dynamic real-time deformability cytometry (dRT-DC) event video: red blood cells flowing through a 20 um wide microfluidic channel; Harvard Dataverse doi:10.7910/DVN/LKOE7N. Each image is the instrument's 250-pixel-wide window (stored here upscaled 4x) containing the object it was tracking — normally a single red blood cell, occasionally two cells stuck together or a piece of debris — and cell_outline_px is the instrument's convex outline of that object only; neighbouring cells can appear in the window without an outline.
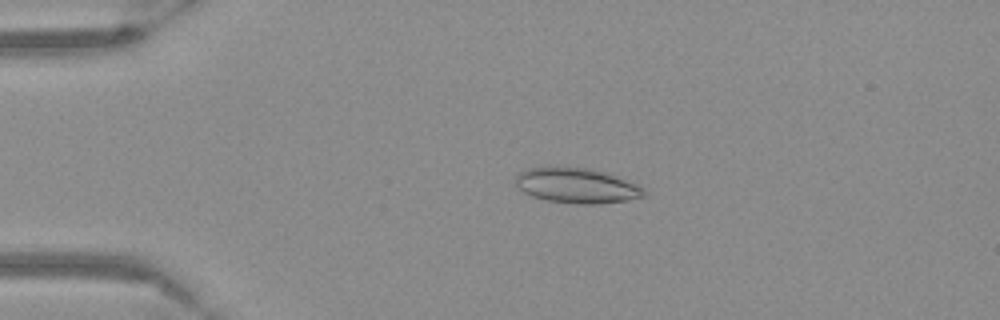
{"species": "Egyptian fruit bat (a non-hibernating species)", "species_latin": "Rousettus aegyptiacus", "temperature_condition": "warm", "stored_images_in_passage": 54, "camera_frame_rate_fps": 3000, "um_per_image_px": 0.085, "frame": {"image": 1, "passage_image": 12, "time_ms": 3.667, "image_size_px": [1000, 320], "cell_outline_px": [[648, 196], [628, 200], [596, 204], [576, 204], [548, 200], [532, 196], [524, 192], [516, 184], [516, 176], [520, 172], [528, 168], [548, 164], [556, 164], [588, 168], [608, 172], [640, 184], [644, 188]], "centroid_in_image_um": [49.06, 15.73], "position_along_channel_um": 35.9, "area_um2": 27.28}}
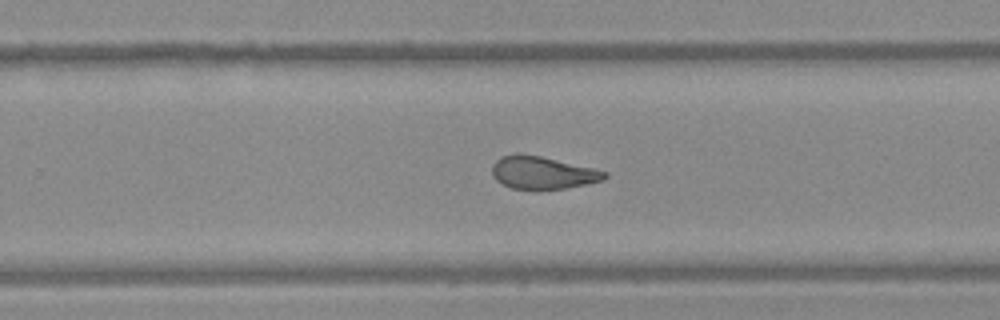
{"frame": {"image": 2, "passage_image": 35, "time_ms": 11.333, "image_size_px": [1000, 320], "cell_outline_px": [[608, 176], [604, 180], [564, 188], [536, 192], [512, 188], [496, 180], [492, 176], [492, 164], [500, 156], [516, 152], [540, 156], [592, 168], [608, 172]], "centroid_in_image_um": [46.06, 14.7], "position_along_channel_um": 283.7, "area_um2": 21.85}}
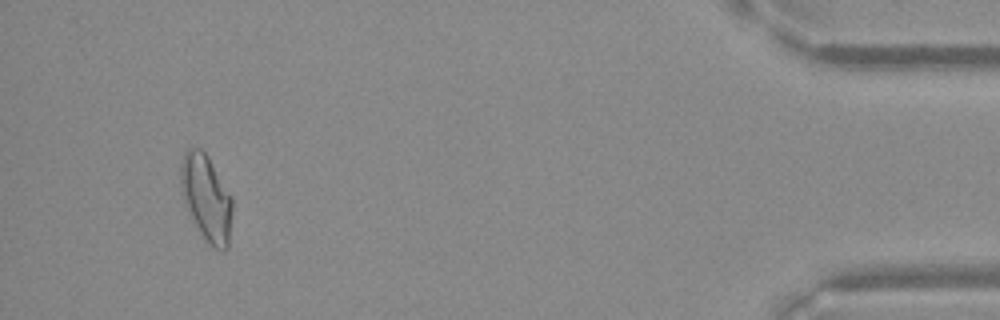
{"frame": {"image": 3, "passage_image": 51, "time_ms": 16.667, "image_size_px": [1000, 320], "cell_outline_px": [[232, 212], [228, 248], [224, 252], [208, 244], [204, 240], [188, 212], [184, 204], [180, 184], [180, 164], [184, 152], [188, 148], [200, 148], [208, 156], [232, 196]], "centroid_in_image_um": [17.53, 16.83], "position_along_channel_um": 417.7, "area_um2": 26.24}}